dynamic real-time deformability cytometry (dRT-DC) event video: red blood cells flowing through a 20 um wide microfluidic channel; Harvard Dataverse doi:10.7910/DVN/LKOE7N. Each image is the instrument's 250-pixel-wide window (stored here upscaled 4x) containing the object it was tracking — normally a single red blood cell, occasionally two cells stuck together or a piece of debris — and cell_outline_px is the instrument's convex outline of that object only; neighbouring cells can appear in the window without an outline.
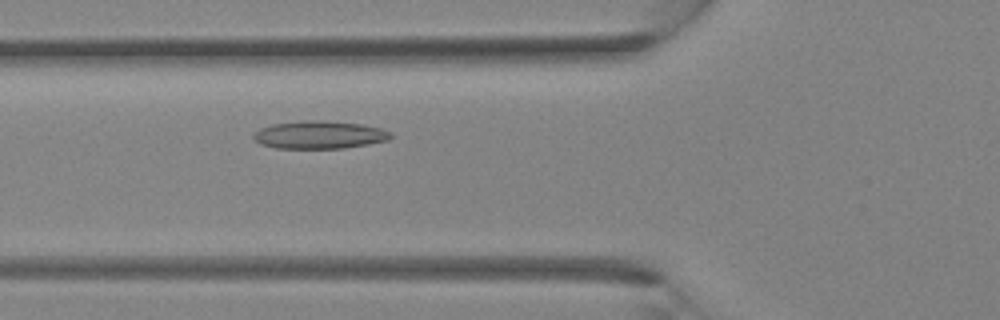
{"species": "Egyptian fruit bat (a non-hibernating species)", "species_latin": "Rousettus aegyptiacus", "temperature_condition": "room temperature", "stored_images_in_passage": 35, "camera_frame_rate_fps": 3000, "um_per_image_px": 0.085, "animal": {"sex": "female"}, "frame": {"image": 1, "passage_image": 11, "time_ms": 3.333, "image_size_px": [1000, 320], "cell_outline_px": [[392, 136], [388, 140], [368, 144], [344, 148], [276, 148], [260, 144], [252, 140], [252, 136], [260, 128], [272, 124], [304, 120], [316, 120], [360, 124], [380, 128], [392, 132]], "centroid_in_image_um": [27.12, 11.46], "position_along_channel_um": 98.7, "area_um2": 22.2}}
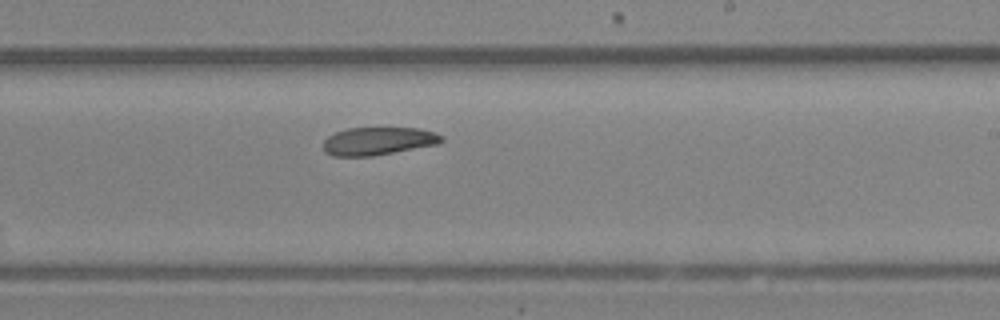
{"frame": {"image": 2, "passage_image": 20, "time_ms": 6.333, "image_size_px": [1000, 320], "cell_outline_px": [[444, 140], [440, 144], [372, 156], [332, 156], [324, 152], [324, 140], [328, 136], [336, 132], [348, 128], [420, 128], [436, 132], [444, 136]], "centroid_in_image_um": [32.19, 11.99], "position_along_channel_um": 256.8, "area_um2": 19.42}}
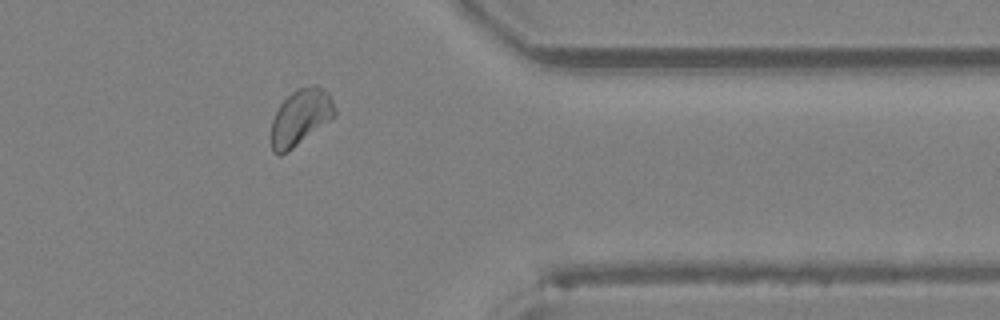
{"frame": {"image": 3, "passage_image": 28, "time_ms": 9.0, "image_size_px": [1000, 320], "cell_outline_px": [[336, 116], [288, 152], [280, 156], [276, 156], [272, 152], [272, 120], [280, 104], [296, 88], [312, 84], [316, 84], [324, 88], [328, 92], [336, 108]], "centroid_in_image_um": [25.56, 9.96], "position_along_channel_um": 385.8, "area_um2": 21.04}}